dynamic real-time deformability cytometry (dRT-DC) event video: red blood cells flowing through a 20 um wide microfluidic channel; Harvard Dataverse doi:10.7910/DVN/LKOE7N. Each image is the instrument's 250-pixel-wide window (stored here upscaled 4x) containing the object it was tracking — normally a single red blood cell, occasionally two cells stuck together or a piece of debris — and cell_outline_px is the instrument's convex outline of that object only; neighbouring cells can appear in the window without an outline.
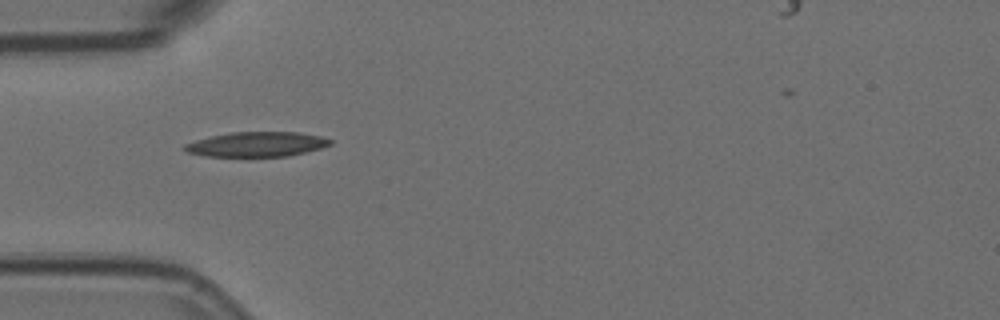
{"species": "Egyptian fruit bat (a non-hibernating species)", "species_latin": "Rousettus aegyptiacus", "temperature_condition": "room temperature", "stored_images_in_passage": 2, "camera_frame_rate_fps": 3000, "um_per_image_px": 0.085, "animal": {"sex": "female"}, "frame": {"image": 1, "passage_image": 1, "time_ms": 0.0, "image_size_px": [1000, 320], "cell_outline_px": [[332, 144], [320, 148], [288, 156], [204, 156], [188, 152], [184, 148], [184, 144], [196, 140], [212, 136], [232, 132], [300, 132], [320, 136], [332, 140]], "centroid_in_image_um": [21.84, 12.26], "position_along_channel_um": 63.2, "area_um2": 20.81}}
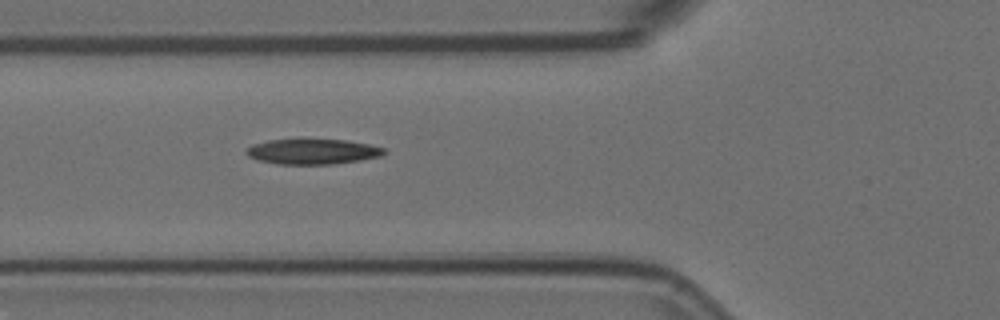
{"frame": {"image": 2, "passage_image": 2, "time_ms": 0.333, "image_size_px": [1000, 320], "cell_outline_px": [[388, 152], [380, 156], [360, 160], [332, 164], [276, 164], [260, 160], [248, 156], [244, 152], [252, 144], [268, 140], [300, 136], [344, 140], [368, 144], [384, 148]], "centroid_in_image_um": [26.53, 12.83], "position_along_channel_um": 99.3, "area_um2": 21.15}}